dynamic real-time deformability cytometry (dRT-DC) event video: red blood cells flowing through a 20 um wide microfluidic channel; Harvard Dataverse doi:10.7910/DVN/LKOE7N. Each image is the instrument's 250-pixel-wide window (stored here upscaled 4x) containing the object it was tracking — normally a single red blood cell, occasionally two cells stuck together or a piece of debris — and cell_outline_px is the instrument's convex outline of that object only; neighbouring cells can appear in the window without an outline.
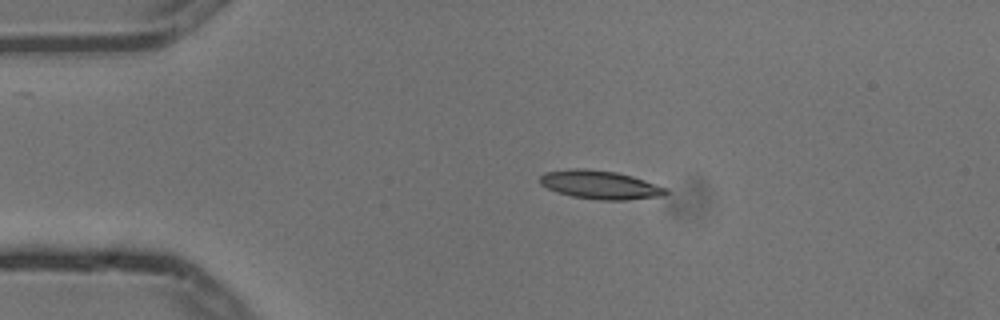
{"species": "common noctule bat (a hibernating species)", "species_latin": "Nyctalus noctula", "temperature_condition": "cold", "stored_images_in_passage": 2, "camera_frame_rate_fps": 3000, "um_per_image_px": 0.085, "animal": {"sex": "male", "body_mass_g": 13.3}, "frame": {"image": 1, "passage_image": 1, "time_ms": 0.0, "image_size_px": [1000, 320], "cell_outline_px": [[668, 192], [664, 196], [624, 200], [600, 200], [572, 196], [556, 192], [540, 184], [540, 176], [544, 172], [572, 168], [584, 168], [616, 172], [632, 176], [668, 188]], "centroid_in_image_um": [51.01, 15.7], "position_along_channel_um": 34.0, "area_um2": 20.98}}